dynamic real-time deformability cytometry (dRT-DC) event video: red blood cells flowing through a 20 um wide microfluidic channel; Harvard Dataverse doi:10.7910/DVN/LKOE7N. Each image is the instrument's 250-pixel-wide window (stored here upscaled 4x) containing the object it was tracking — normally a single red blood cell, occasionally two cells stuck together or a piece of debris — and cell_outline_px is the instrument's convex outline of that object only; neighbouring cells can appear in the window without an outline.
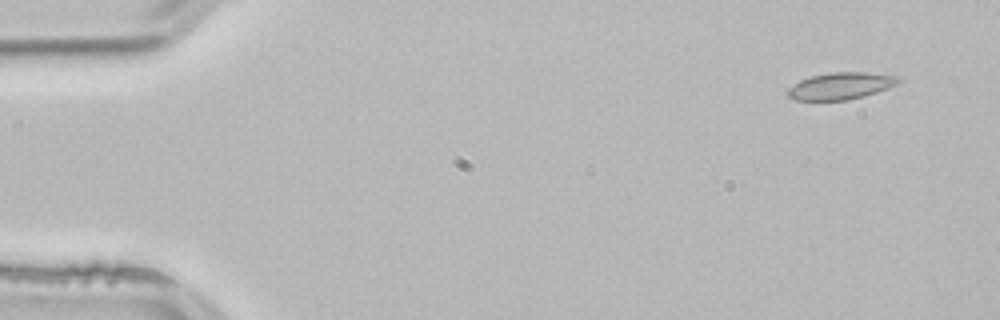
{"species": "common noctule bat (a hibernating species)", "species_latin": "Nyctalus noctula", "temperature_condition": "room temperature", "stored_images_in_passage": 3, "segment_of_instrument_passage": [2, 2], "camera_frame_rate_fps": 3000, "um_per_image_px": 0.085, "animal": {"sex": "male", "body_mass_g": 21.5, "forearm_length_mm": 52.0}, "frame": {"image": 1, "passage_image": 3, "time_ms": 0.667, "image_size_px": [1000, 320], "cell_outline_px": [[900, 84], [864, 96], [848, 100], [796, 100], [788, 96], [784, 92], [788, 88], [800, 80], [812, 76], [828, 72], [868, 72], [900, 76]], "centroid_in_image_um": [71.48, 7.3], "position_along_channel_um": 13.5, "area_um2": 17.57}}